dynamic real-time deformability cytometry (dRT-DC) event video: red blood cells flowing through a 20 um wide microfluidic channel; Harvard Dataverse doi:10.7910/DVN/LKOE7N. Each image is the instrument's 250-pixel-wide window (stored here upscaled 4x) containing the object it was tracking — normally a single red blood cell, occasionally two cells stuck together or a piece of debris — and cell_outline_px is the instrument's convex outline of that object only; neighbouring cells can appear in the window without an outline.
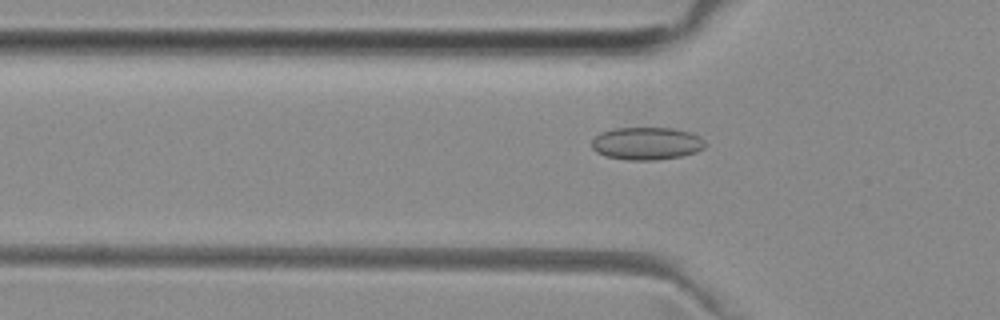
{"species": "common noctule bat (a hibernating species)", "species_latin": "Nyctalus noctula", "temperature_condition": "room temperature", "stored_images_in_passage": 53, "camera_frame_rate_fps": 3000, "um_per_image_px": 0.085, "animal": {"sex": "female", "body_mass_g": 29.2, "forearm_length_mm": 56.3}, "frame": {"image": 1, "passage_image": 17, "time_ms": 5.333, "image_size_px": [1000, 320], "cell_outline_px": [[704, 148], [696, 152], [680, 156], [656, 160], [628, 160], [604, 156], [596, 152], [592, 148], [592, 140], [600, 132], [612, 128], [672, 128], [692, 132], [700, 136], [704, 140]], "centroid_in_image_um": [54.95, 12.19], "position_along_channel_um": 70.8, "area_um2": 21.73}}
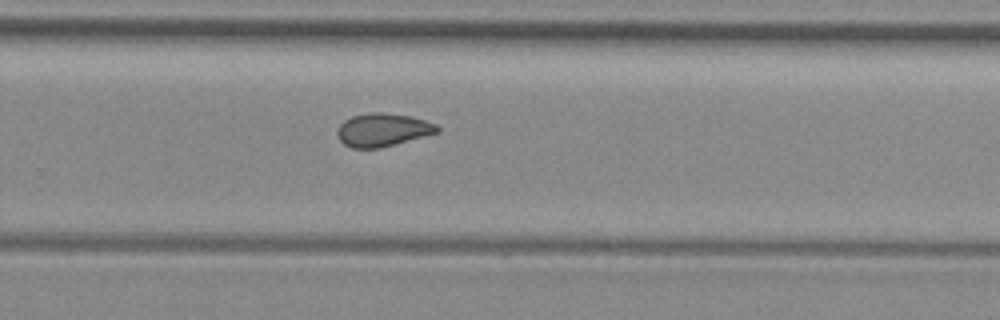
{"frame": {"image": 2, "passage_image": 34, "time_ms": 11.0, "image_size_px": [1000, 320], "cell_outline_px": [[440, 132], [380, 148], [352, 148], [344, 144], [340, 140], [336, 132], [340, 124], [344, 120], [352, 116], [368, 112], [384, 112], [412, 116], [436, 124], [440, 128]], "centroid_in_image_um": [32.53, 11.03], "position_along_channel_um": 297.3, "area_um2": 19.42}}
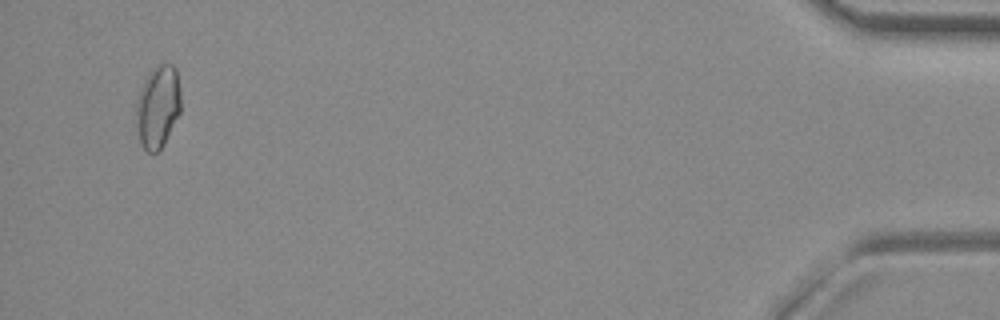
{"frame": {"image": 3, "passage_image": 50, "time_ms": 16.333, "image_size_px": [1000, 320], "cell_outline_px": [[180, 112], [164, 144], [156, 152], [148, 152], [144, 148], [140, 140], [136, 124], [136, 100], [140, 88], [144, 80], [152, 68], [156, 64], [172, 64], [176, 68], [180, 92]], "centroid_in_image_um": [13.41, 9.03], "position_along_channel_um": 421.8, "area_um2": 21.5}, "authors_computed_cell_mechanics": {"area_um2": 19.652, "velocity_mm_per_s": 3.9954, "shape_relaxation_time_tau1_ms": null, "shape_relaxation_time_tau2_ms": 1.6366, "deformation_change_tau1": null, "deformation_change_tau2": 0.0619}}